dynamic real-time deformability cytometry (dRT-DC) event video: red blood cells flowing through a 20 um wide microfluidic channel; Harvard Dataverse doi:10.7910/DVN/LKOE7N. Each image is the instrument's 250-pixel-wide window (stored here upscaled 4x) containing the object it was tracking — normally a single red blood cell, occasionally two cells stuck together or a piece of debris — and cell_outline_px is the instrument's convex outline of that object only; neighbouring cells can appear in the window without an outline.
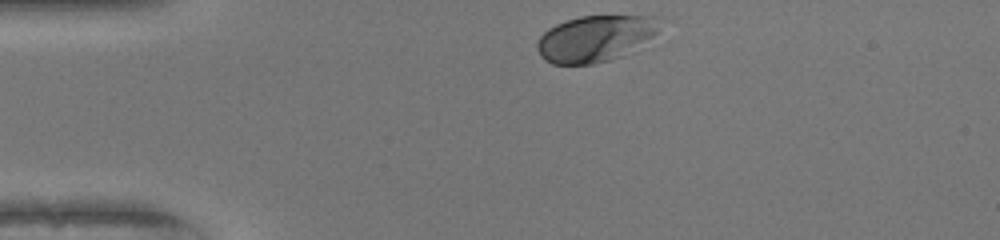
{"species": "human", "species_latin": "Homo sapiens", "temperature_condition": "warm", "stored_images_in_passage": 32, "camera_frame_rate_fps": 3000, "um_per_image_px": 0.085, "donor": {"sex": "female"}, "frame": {"image": 1, "passage_image": 1, "time_ms": 0.0, "image_size_px": [1000, 240], "cell_outline_px": [[660, 20], [656, 32], [636, 52], [624, 56], [592, 64], [552, 64], [544, 60], [540, 56], [536, 48], [536, 44], [540, 36], [548, 28], [556, 24], [580, 16], [652, 16]], "centroid_in_image_um": [50.59, 3.29], "position_along_channel_um": 34.4, "area_um2": 33.29}}
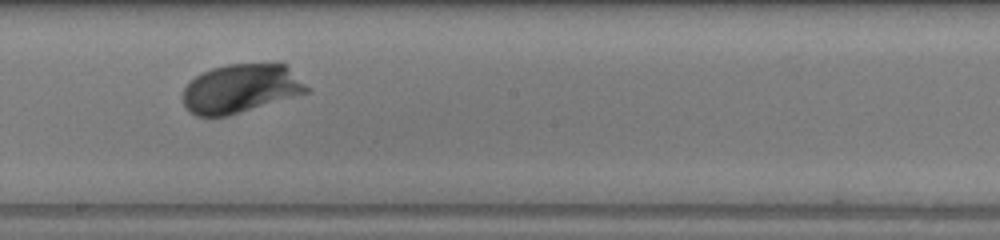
{"frame": {"image": 2, "passage_image": 19, "time_ms": 6.0, "image_size_px": [1000, 240], "cell_outline_px": [[312, 92], [228, 116], [196, 116], [188, 112], [184, 108], [184, 88], [196, 76], [212, 68], [228, 64], [288, 64]], "centroid_in_image_um": [20.5, 7.54], "position_along_channel_um": 227.7, "area_um2": 35.37}}
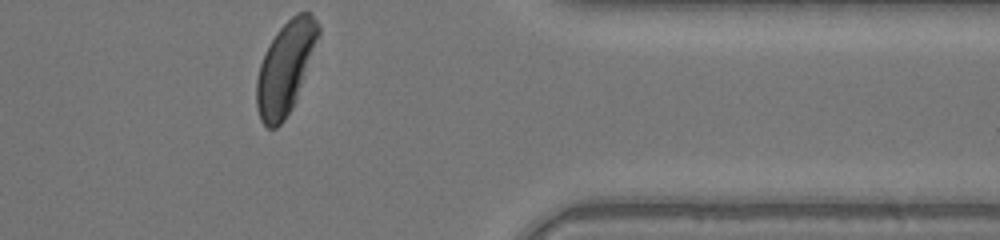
{"frame": {"image": 3, "passage_image": 32, "time_ms": 10.333, "image_size_px": [1000, 240], "cell_outline_px": [[320, 36], [296, 100], [292, 108], [284, 120], [276, 128], [268, 128], [260, 120], [256, 104], [256, 80], [260, 64], [276, 32], [296, 12], [308, 12], [316, 20], [320, 28]], "centroid_in_image_um": [24.27, 5.77], "position_along_channel_um": 387.1, "area_um2": 32.89}, "authors_computed_cell_mechanics": {"area_um2": 34.3332, "velocity_mm_per_s": 4.0409, "shape_relaxation_time_tau1_ms": 1.7353, "shape_relaxation_time_tau2_ms": null, "deformation_change_tau1": 0.119, "deformation_change_tau2": null}}